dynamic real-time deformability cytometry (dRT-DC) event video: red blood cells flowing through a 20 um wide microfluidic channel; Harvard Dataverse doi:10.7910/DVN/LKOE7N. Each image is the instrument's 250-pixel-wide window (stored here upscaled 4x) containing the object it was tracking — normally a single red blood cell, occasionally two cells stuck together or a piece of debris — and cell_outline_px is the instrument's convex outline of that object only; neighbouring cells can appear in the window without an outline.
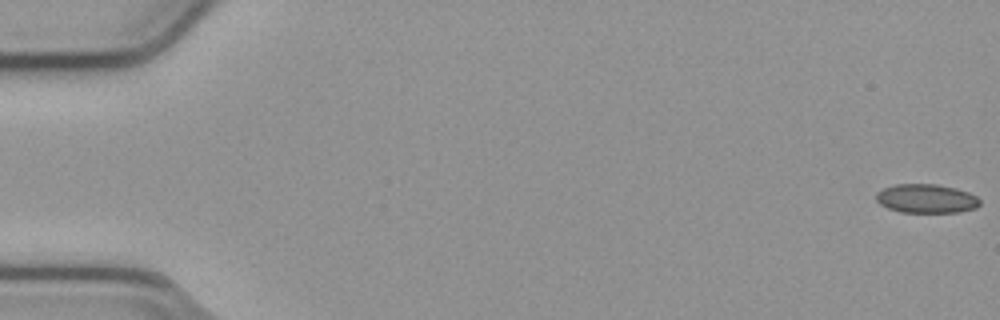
{"species": "common noctule bat (a hibernating species)", "species_latin": "Nyctalus noctula", "temperature_condition": "cold", "stored_images_in_passage": 55, "camera_frame_rate_fps": 3000, "um_per_image_px": 0.085, "animal": {"sex": "male", "body_mass_g": 23.1, "forearm_length_mm": 52.7}, "frame": {"image": 1, "passage_image": 1, "time_ms": 0.0, "image_size_px": [1000, 320], "cell_outline_px": [[980, 204], [976, 208], [960, 212], [900, 212], [888, 208], [880, 204], [876, 200], [876, 192], [884, 188], [896, 184], [936, 184], [956, 188], [968, 192], [976, 196], [980, 200]], "centroid_in_image_um": [78.74, 16.88], "position_along_channel_um": 6.3, "area_um2": 17.51}}
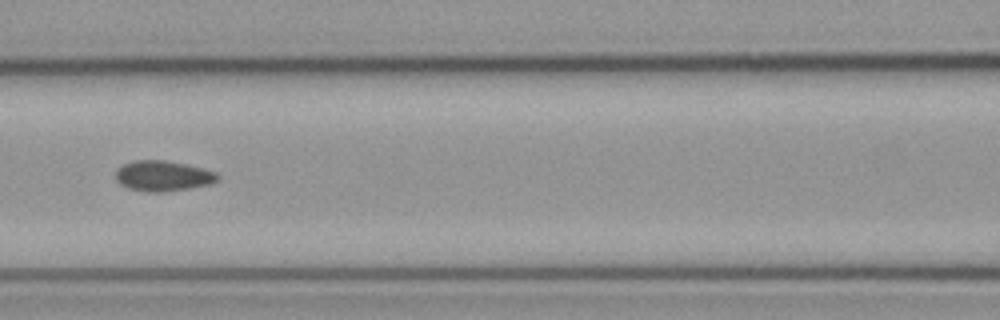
{"frame": {"image": 2, "passage_image": 25, "time_ms": 8.0, "image_size_px": [1000, 320], "cell_outline_px": [[220, 176], [216, 180], [208, 184], [188, 188], [164, 192], [148, 192], [128, 188], [120, 184], [116, 180], [116, 172], [124, 164], [136, 160], [164, 160], [184, 164], [216, 172]], "centroid_in_image_um": [13.82, 14.96], "position_along_channel_um": 152.8, "area_um2": 17.74}}
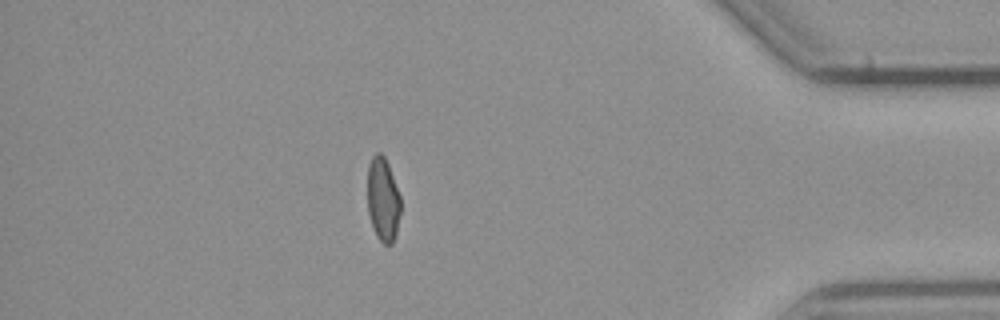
{"frame": {"image": 3, "passage_image": 48, "time_ms": 15.667, "image_size_px": [1000, 320], "cell_outline_px": [[400, 212], [396, 236], [392, 244], [384, 244], [376, 236], [368, 212], [368, 164], [372, 156], [376, 152], [380, 152], [384, 156], [388, 164], [400, 196]], "centroid_in_image_um": [32.55, 16.95], "position_along_channel_um": 402.6, "area_um2": 16.18}, "authors_computed_cell_mechanics": {"area_um2": 17.6868, "velocity_mm_per_s": 3.8194, "shape_relaxation_time_tau1_ms": null, "shape_relaxation_time_tau2_ms": 2.2183, "deformation_change_tau1": null, "deformation_change_tau2": 0.0733}}